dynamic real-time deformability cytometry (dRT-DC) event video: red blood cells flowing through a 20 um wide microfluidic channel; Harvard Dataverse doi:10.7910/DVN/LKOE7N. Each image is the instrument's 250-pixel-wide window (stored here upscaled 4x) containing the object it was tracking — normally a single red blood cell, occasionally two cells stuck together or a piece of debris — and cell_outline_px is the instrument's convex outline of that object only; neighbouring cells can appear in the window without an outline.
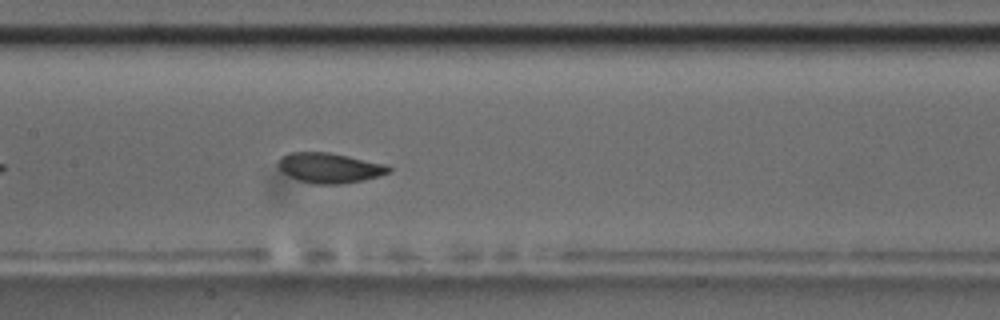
{"species": "common noctule bat (a hibernating species)", "species_latin": "Nyctalus noctula", "temperature_condition": "room temperature", "stored_images_in_passage": 24, "camera_frame_rate_fps": 3000, "um_per_image_px": 0.085, "animal": {"sex": "male", "body_mass_g": 17.5, "forearm_length_mm": 52.3}, "frame": {"image": 1, "passage_image": 14, "time_ms": 4.333, "image_size_px": [1000, 320], "cell_outline_px": [[392, 172], [380, 176], [364, 180], [340, 184], [312, 184], [296, 180], [284, 172], [276, 164], [288, 152], [328, 152], [388, 164], [392, 168]], "centroid_in_image_um": [28.07, 14.27], "position_along_channel_um": 179.3, "area_um2": 19.54}}